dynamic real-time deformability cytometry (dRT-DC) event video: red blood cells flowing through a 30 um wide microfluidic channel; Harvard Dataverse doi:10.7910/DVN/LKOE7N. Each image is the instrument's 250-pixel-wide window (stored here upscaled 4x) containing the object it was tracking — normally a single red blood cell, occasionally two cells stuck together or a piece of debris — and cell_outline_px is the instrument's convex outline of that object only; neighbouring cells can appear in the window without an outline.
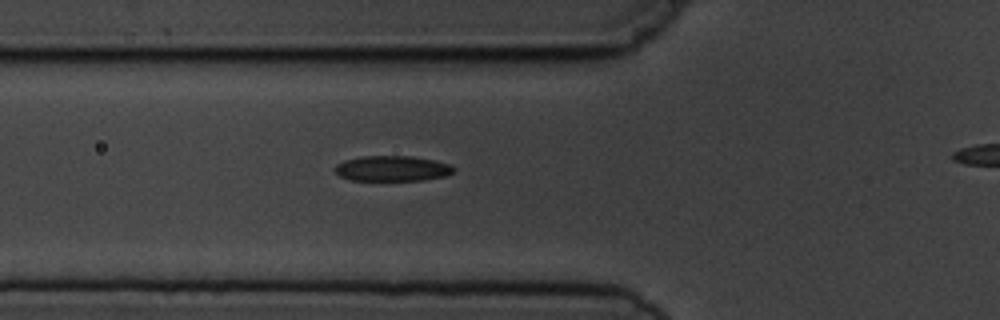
{"species": "common noctule bat (a hibernating species)", "species_latin": "Nyctalus noctula", "temperature_condition": "cold", "stored_images_in_passage": 6, "camera_frame_rate_fps": 3000, "um_per_image_px": 0.085, "animal": {"sex": "male", "body_mass_g": 19.5, "forearm_length_mm": 54.6}, "frame": {"image": 1, "passage_image": 5, "time_ms": 4.667, "image_size_px": [1000, 320], "cell_outline_px": [[456, 168], [452, 172], [444, 176], [424, 180], [348, 180], [340, 176], [336, 172], [336, 164], [344, 160], [364, 156], [412, 156], [452, 164]], "centroid_in_image_um": [33.35, 14.32], "position_along_channel_um": 92.5, "area_um2": 17.51}}